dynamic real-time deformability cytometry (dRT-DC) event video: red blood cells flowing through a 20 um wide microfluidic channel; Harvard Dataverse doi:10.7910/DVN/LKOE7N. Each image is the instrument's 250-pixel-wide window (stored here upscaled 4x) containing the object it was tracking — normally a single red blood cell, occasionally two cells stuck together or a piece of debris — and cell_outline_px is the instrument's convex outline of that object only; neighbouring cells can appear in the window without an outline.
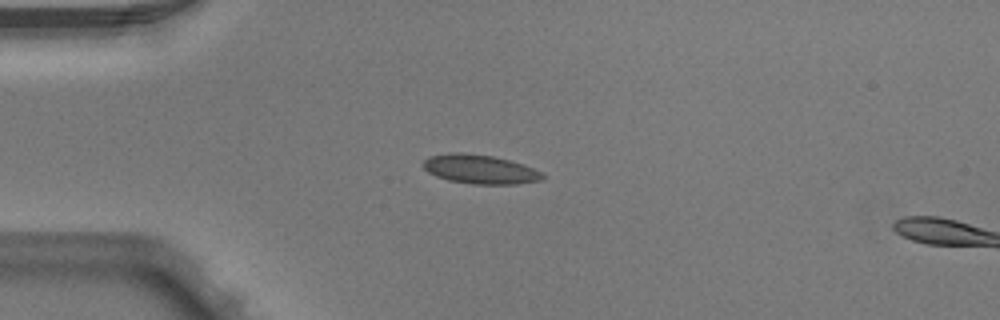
{"species": "Egyptian fruit bat (a non-hibernating species)", "species_latin": "Rousettus aegyptiacus", "temperature_condition": "warm", "stored_images_in_passage": 5, "camera_frame_rate_fps": 3000, "um_per_image_px": 0.085, "animal": {"sex": "male"}, "frame": {"image": 1, "passage_image": 4, "time_ms": 1.0, "image_size_px": [1000, 320], "cell_outline_px": [[544, 176], [540, 180], [516, 184], [472, 184], [448, 180], [436, 176], [428, 172], [420, 164], [428, 156], [448, 152], [464, 152], [492, 156], [524, 164], [540, 172]], "centroid_in_image_um": [40.72, 14.37], "position_along_channel_um": 44.3, "area_um2": 20.29}}